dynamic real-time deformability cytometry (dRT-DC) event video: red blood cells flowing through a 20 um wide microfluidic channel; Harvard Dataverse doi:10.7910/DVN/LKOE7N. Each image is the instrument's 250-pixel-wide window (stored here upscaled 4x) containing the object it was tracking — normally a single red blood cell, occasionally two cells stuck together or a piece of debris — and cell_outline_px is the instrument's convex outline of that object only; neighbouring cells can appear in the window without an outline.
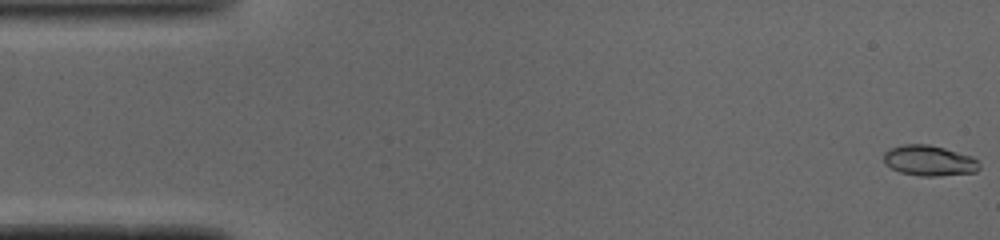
{"species": "common noctule bat (a hibernating species)", "species_latin": "Nyctalus noctula", "temperature_condition": "cold", "stored_images_in_passage": 49, "camera_frame_rate_fps": 3000, "um_per_image_px": 0.085, "animal": {"sex": "male", "body_mass_g": 19.0, "forearm_length_mm": 50.8}, "frame": {"image": 1, "passage_image": 1, "time_ms": 0.0, "image_size_px": [1000, 240], "cell_outline_px": [[980, 168], [976, 172], [940, 176], [920, 176], [900, 172], [884, 164], [884, 152], [888, 148], [904, 144], [928, 144], [944, 148], [972, 156], [980, 164]], "centroid_in_image_um": [78.97, 13.65], "position_along_channel_um": 6.0, "area_um2": 17.11}}
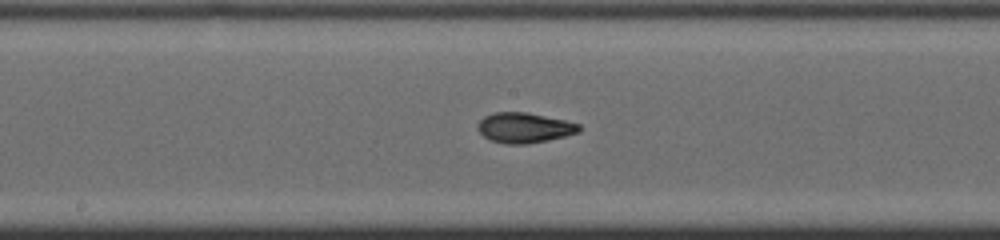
{"frame": {"image": 2, "passage_image": 25, "time_ms": 8.0, "image_size_px": [1000, 240], "cell_outline_px": [[580, 132], [548, 140], [524, 144], [504, 144], [492, 140], [484, 136], [476, 128], [476, 124], [484, 116], [496, 112], [528, 112], [564, 120], [580, 124]], "centroid_in_image_um": [44.55, 10.85], "position_along_channel_um": 203.7, "area_um2": 17.8}}
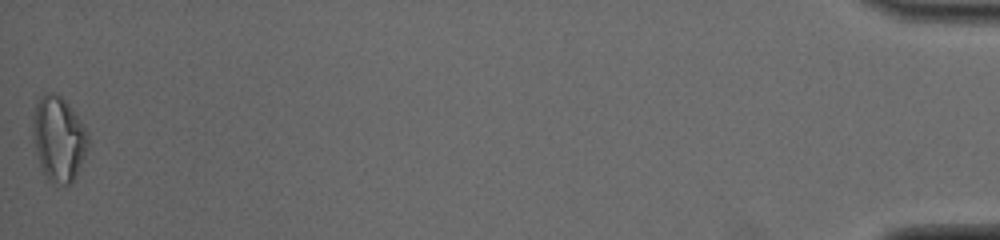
{"frame": {"image": 3, "passage_image": 49, "time_ms": 16.0, "image_size_px": [1000, 240], "cell_outline_px": [[88, 144], [84, 156], [72, 184], [60, 184], [48, 180], [40, 164], [36, 148], [32, 128], [32, 116], [36, 104], [44, 92], [60, 96], [68, 104], [80, 120], [88, 132]], "centroid_in_image_um": [4.98, 11.79], "position_along_channel_um": 430.2, "area_um2": 26.76}, "authors_computed_cell_mechanics": {"area_um2": 17.2822, "velocity_mm_per_s": 4.1106, "shape_relaxation_time_tau1_ms": 3.9041, "shape_relaxation_time_tau2_ms": 2.2166, "deformation_change_tau1": 0.1729, "deformation_change_tau2": 0.0812}}